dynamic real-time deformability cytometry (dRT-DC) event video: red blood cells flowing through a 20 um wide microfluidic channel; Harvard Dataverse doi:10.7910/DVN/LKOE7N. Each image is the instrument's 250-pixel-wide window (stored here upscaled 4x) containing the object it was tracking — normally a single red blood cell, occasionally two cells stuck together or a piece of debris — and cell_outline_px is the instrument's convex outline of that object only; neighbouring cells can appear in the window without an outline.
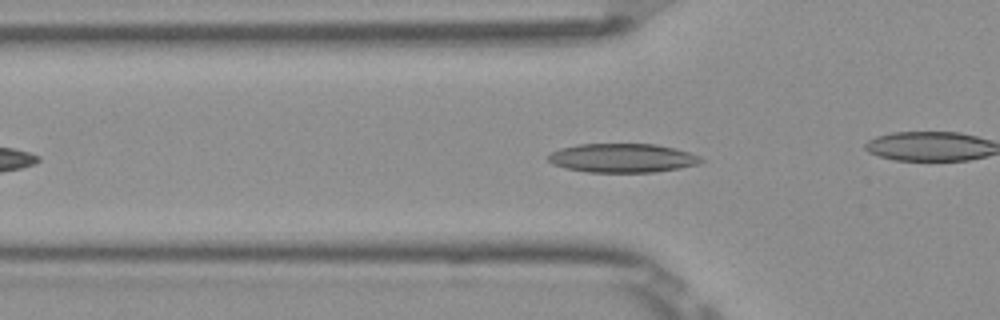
{"species": "Egyptian fruit bat (a non-hibernating species)", "species_latin": "Rousettus aegyptiacus", "temperature_condition": "room temperature", "stored_images_in_passage": 41, "camera_frame_rate_fps": 3000, "um_per_image_px": 0.085, "frame": {"image": 1, "passage_image": 10, "time_ms": 3.0, "image_size_px": [1000, 320], "cell_outline_px": [[704, 160], [700, 164], [680, 168], [652, 172], [588, 172], [564, 168], [552, 164], [548, 160], [548, 156], [552, 152], [560, 148], [580, 144], [656, 144], [676, 148], [700, 156]], "centroid_in_image_um": [52.92, 13.43], "position_along_channel_um": 72.9, "area_um2": 25.84}}
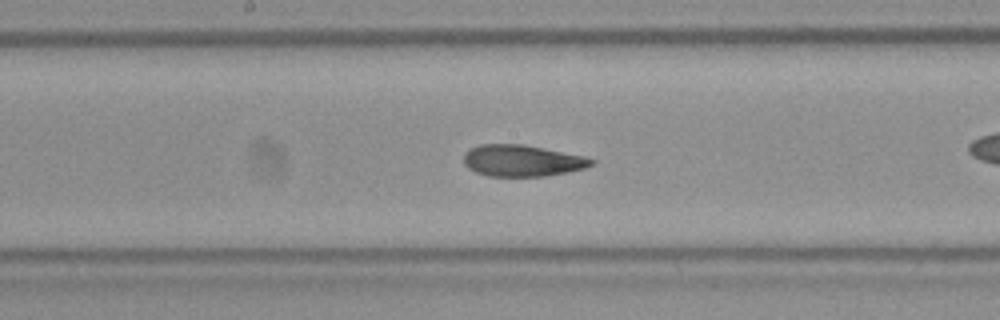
{"frame": {"image": 2, "passage_image": 20, "time_ms": 6.333, "image_size_px": [1000, 320], "cell_outline_px": [[596, 164], [584, 168], [568, 172], [544, 176], [488, 176], [476, 172], [468, 168], [464, 164], [464, 152], [468, 148], [480, 144], [524, 144], [584, 156], [596, 160]], "centroid_in_image_um": [44.37, 13.65], "position_along_channel_um": 203.8, "area_um2": 23.64}}
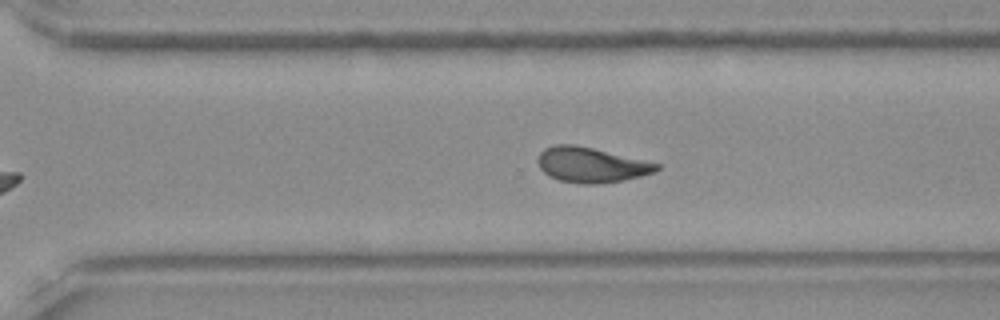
{"frame": {"image": 3, "passage_image": 29, "time_ms": 9.333, "image_size_px": [1000, 320], "cell_outline_px": [[660, 168], [656, 172], [640, 176], [620, 180], [596, 184], [584, 184], [560, 180], [548, 176], [540, 168], [536, 160], [540, 152], [544, 148], [556, 144], [576, 144], [660, 164]], "centroid_in_image_um": [50.21, 14.0], "position_along_channel_um": 320.4, "area_um2": 24.16}, "authors_computed_cell_mechanics": {"area_um2": 23.987, "velocity_mm_per_s": 3.8966, "shape_relaxation_time_tau1_ms": 5.6179, "shape_relaxation_time_tau2_ms": 1.9216, "deformation_change_tau1": 0.156, "deformation_change_tau2": 0.0852}}